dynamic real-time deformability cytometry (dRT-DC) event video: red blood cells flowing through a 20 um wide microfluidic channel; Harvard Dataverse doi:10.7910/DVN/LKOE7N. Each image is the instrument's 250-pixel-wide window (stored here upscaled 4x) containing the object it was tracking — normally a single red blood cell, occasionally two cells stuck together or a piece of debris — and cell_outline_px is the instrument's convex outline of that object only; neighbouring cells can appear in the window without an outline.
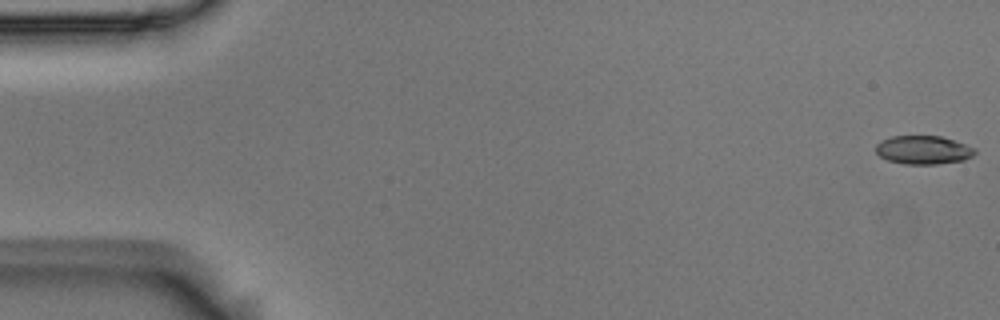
{"species": "Egyptian fruit bat (a non-hibernating species)", "species_latin": "Rousettus aegyptiacus", "temperature_condition": "room temperature", "stored_images_in_passage": 55, "camera_frame_rate_fps": 3000, "um_per_image_px": 0.085, "animal": {"sex": "male"}, "frame": {"image": 1, "passage_image": 1, "time_ms": 0.0, "image_size_px": [1000, 320], "cell_outline_px": [[976, 152], [972, 156], [964, 160], [936, 164], [904, 164], [888, 160], [880, 156], [876, 152], [876, 144], [880, 140], [892, 136], [940, 136], [976, 148]], "centroid_in_image_um": [78.46, 12.74], "position_along_channel_um": 6.5, "area_um2": 16.42}}
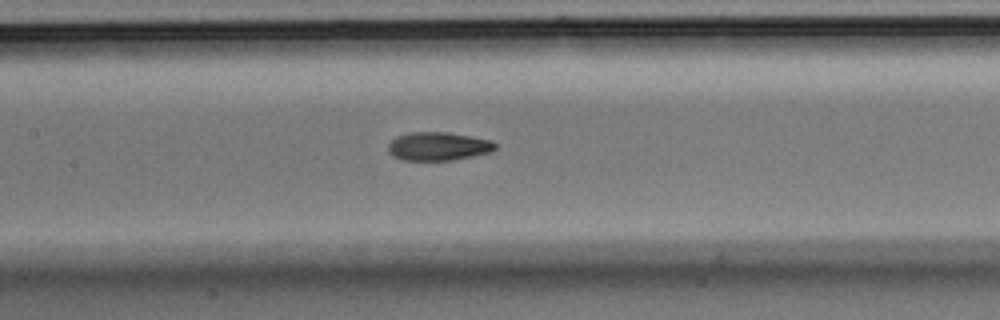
{"frame": {"image": 2, "passage_image": 26, "time_ms": 8.333, "image_size_px": [1000, 320], "cell_outline_px": [[496, 148], [488, 152], [472, 156], [452, 160], [400, 160], [392, 156], [388, 152], [388, 144], [396, 136], [408, 132], [448, 132], [492, 140], [496, 144]], "centroid_in_image_um": [37.2, 12.43], "position_along_channel_um": 170.2, "area_um2": 17.8}}
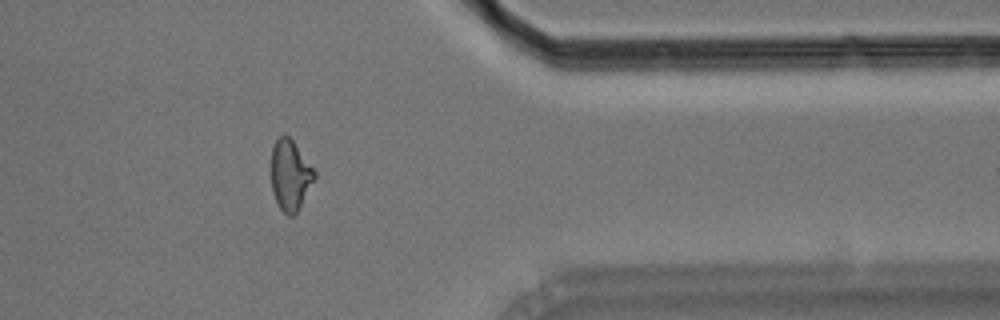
{"frame": {"image": 3, "passage_image": 45, "time_ms": 14.667, "image_size_px": [1000, 320], "cell_outline_px": [[316, 176], [296, 212], [292, 216], [288, 216], [280, 208], [272, 192], [272, 148], [276, 140], [280, 136], [288, 136], [292, 140], [316, 172]], "centroid_in_image_um": [24.66, 14.89], "position_along_channel_um": 386.7, "area_um2": 17.22}, "authors_computed_cell_mechanics": {"area_um2": 17.8024, "velocity_mm_per_s": 3.6677, "shape_relaxation_time_tau1_ms": 5.9683, "shape_relaxation_time_tau2_ms": 2.4055, "deformation_change_tau1": 0.1713, "deformation_change_tau2": 0.0695}}